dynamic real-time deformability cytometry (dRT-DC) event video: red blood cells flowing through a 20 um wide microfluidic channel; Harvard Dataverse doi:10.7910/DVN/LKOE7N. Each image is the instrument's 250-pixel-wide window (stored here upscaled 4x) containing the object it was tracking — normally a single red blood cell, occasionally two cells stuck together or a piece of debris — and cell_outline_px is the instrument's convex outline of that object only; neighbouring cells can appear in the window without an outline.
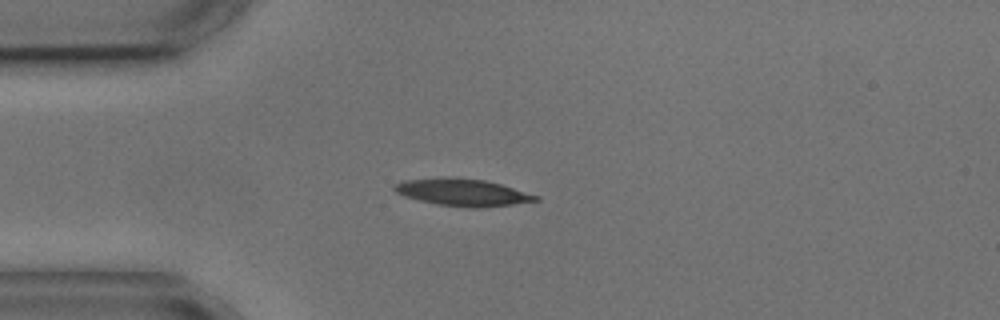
{"species": "common noctule bat (a hibernating species)", "species_latin": "Nyctalus noctula", "temperature_condition": "cold", "stored_images_in_passage": 4, "camera_frame_rate_fps": 3000, "um_per_image_px": 0.085, "animal": {"sex": "male", "body_mass_g": 17.9, "forearm_length_mm": 54.2}, "frame": {"image": 1, "passage_image": 2, "time_ms": 1.333, "image_size_px": [1000, 320], "cell_outline_px": [[540, 200], [512, 204], [476, 208], [472, 208], [440, 204], [420, 200], [404, 196], [396, 192], [392, 188], [392, 184], [404, 180], [448, 176], [484, 180], [500, 184], [540, 196]], "centroid_in_image_um": [39.29, 16.33], "position_along_channel_um": 45.7, "area_um2": 22.25}}